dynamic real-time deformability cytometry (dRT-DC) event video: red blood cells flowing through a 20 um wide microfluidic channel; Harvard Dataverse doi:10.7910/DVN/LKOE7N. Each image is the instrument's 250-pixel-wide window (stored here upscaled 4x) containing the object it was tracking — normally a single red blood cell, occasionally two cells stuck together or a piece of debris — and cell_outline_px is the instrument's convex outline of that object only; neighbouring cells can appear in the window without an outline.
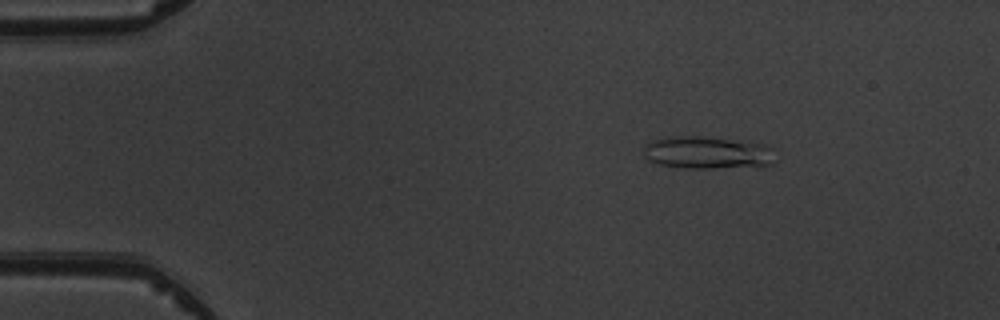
{"species": "common noctule bat (a hibernating species)", "species_latin": "Nyctalus noctula", "temperature_condition": "warm", "stored_images_in_passage": 4, "camera_frame_rate_fps": 3000, "um_per_image_px": 0.085, "animal": {"sex": "male", "body_mass_g": 19.5, "forearm_length_mm": 54.6}, "frame": {"image": 1, "passage_image": 2, "time_ms": 1.0, "image_size_px": [1000, 320], "cell_outline_px": [[772, 164], [712, 168], [680, 168], [660, 164], [648, 160], [644, 156], [644, 144], [652, 140], [680, 136], [700, 136], [760, 144], [772, 148]], "centroid_in_image_um": [60.02, 12.98], "position_along_channel_um": 25.0, "area_um2": 24.28}}